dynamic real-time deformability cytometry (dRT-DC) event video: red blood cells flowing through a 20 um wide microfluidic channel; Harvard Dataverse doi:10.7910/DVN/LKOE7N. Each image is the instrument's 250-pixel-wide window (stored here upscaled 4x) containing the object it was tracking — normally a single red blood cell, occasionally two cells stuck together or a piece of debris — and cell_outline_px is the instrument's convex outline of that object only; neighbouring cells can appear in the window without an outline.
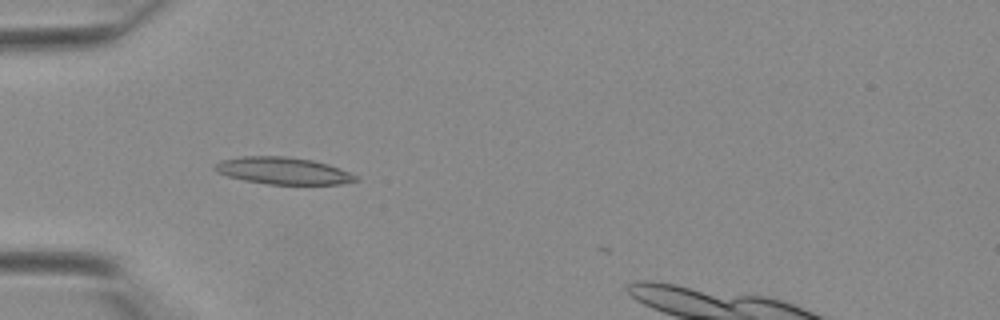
{"species": "Egyptian fruit bat (a non-hibernating species)", "species_latin": "Rousettus aegyptiacus", "temperature_condition": "warm", "stored_images_in_passage": 16, "camera_frame_rate_fps": 3000, "um_per_image_px": 0.085, "animal": {"sex": "female"}, "frame": {"image": 1, "passage_image": 13, "time_ms": 4.0, "image_size_px": [1000, 320], "cell_outline_px": [[360, 180], [340, 184], [268, 184], [244, 180], [228, 176], [216, 172], [212, 168], [220, 160], [240, 156], [288, 156], [312, 160], [328, 164], [348, 172], [356, 176]], "centroid_in_image_um": [24.02, 14.51], "position_along_channel_um": 61.0, "area_um2": 22.14}}